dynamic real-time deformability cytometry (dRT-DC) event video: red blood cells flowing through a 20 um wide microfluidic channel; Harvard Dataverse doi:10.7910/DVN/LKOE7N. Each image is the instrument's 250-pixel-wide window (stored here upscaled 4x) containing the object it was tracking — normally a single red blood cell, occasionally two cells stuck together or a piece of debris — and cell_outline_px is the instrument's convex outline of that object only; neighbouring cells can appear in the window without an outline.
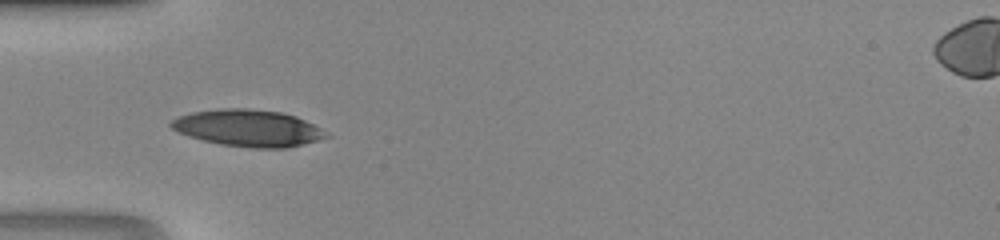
{"species": "human", "species_latin": "Homo sapiens", "temperature_condition": "room temperature", "stored_images_in_passage": 34, "camera_frame_rate_fps": 3000, "um_per_image_px": 0.085, "donor": {"sex": "male"}, "frame": {"image": 1, "passage_image": 6, "time_ms": 1.667, "image_size_px": [1000, 240], "cell_outline_px": [[332, 136], [288, 148], [252, 148], [220, 144], [188, 136], [172, 128], [168, 124], [172, 120], [180, 116], [192, 112], [220, 108], [248, 108], [280, 112], [296, 116], [320, 128]], "centroid_in_image_um": [21.1, 10.88], "position_along_channel_um": 63.9, "area_um2": 33.12}}
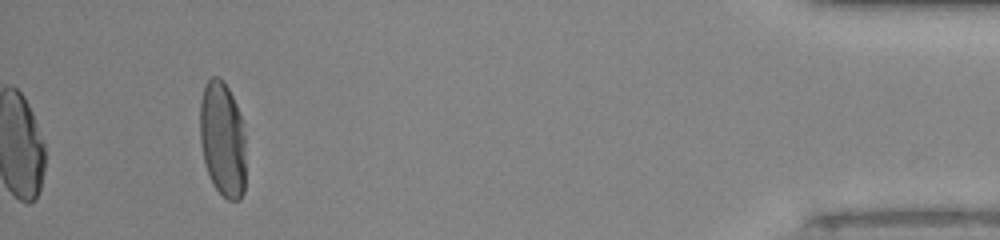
{"frame": {"image": 2, "passage_image": 34, "time_ms": 11.0, "image_size_px": [1000, 240], "cell_outline_px": [[244, 192], [240, 200], [228, 200], [212, 184], [208, 176], [200, 144], [200, 100], [204, 84], [212, 76], [220, 76], [224, 80], [236, 104], [240, 116], [244, 132]], "centroid_in_image_um": [18.89, 11.8], "position_along_channel_um": 416.3, "area_um2": 30.98}}